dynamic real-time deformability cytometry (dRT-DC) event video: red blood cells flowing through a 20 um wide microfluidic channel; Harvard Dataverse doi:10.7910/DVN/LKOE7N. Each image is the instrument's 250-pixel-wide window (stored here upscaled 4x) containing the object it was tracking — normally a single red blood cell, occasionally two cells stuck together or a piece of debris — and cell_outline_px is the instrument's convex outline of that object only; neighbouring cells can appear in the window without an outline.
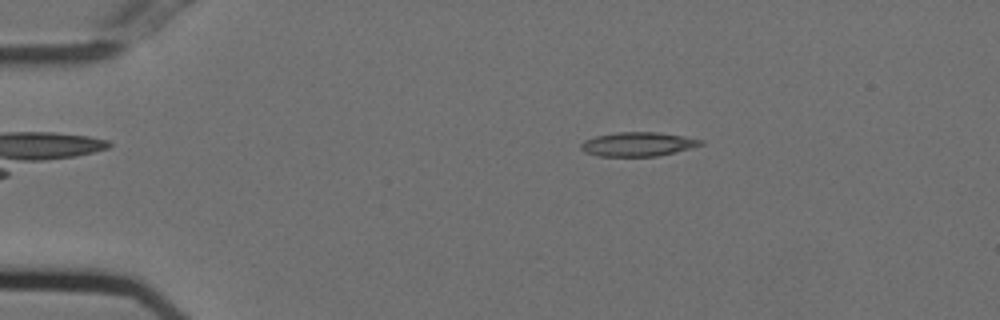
{"species": "Egyptian fruit bat (a non-hibernating species)", "species_latin": "Rousettus aegyptiacus", "temperature_condition": "cold", "stored_images_in_passage": 12, "camera_frame_rate_fps": 3000, "um_per_image_px": 0.085, "animal": {"sex": "female"}, "frame": {"image": 1, "passage_image": 2, "time_ms": 0.333, "image_size_px": [1000, 320], "cell_outline_px": [[704, 144], [692, 148], [676, 152], [656, 156], [600, 156], [584, 152], [580, 148], [580, 144], [584, 140], [596, 136], [616, 132], [656, 132], [684, 136], [704, 140]], "centroid_in_image_um": [54.23, 12.25], "position_along_channel_um": 30.8, "area_um2": 16.88}}
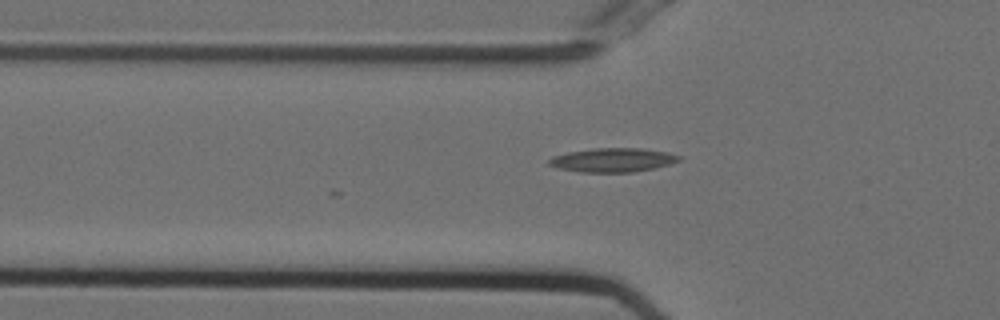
{"frame": {"image": 2, "passage_image": 10, "time_ms": 3.0, "image_size_px": [1000, 320], "cell_outline_px": [[680, 160], [656, 168], [632, 172], [580, 172], [560, 168], [548, 164], [548, 160], [552, 156], [568, 152], [596, 148], [640, 148], [668, 152], [680, 156]], "centroid_in_image_um": [52.08, 13.6], "position_along_channel_um": 73.7, "area_um2": 18.03}}